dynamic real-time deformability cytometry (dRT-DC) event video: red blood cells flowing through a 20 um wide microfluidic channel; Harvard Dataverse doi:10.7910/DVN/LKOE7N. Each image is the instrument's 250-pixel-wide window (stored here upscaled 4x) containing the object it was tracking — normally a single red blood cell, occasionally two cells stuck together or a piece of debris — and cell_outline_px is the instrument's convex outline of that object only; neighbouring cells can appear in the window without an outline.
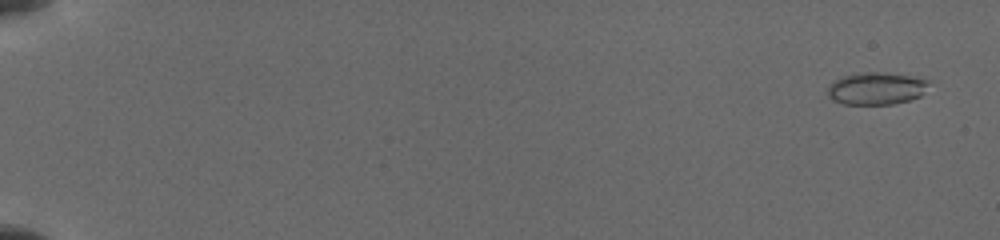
{"species": "common noctule bat (a hibernating species)", "species_latin": "Nyctalus noctula", "temperature_condition": "cold", "stored_images_in_passage": 24, "camera_frame_rate_fps": 3000, "um_per_image_px": 0.085, "animal": {"sex": "female", "body_mass_g": 19.5, "forearm_length_mm": 54.1}, "frame": {"image": 1, "passage_image": 1, "time_ms": 0.0, "image_size_px": [1000, 240], "cell_outline_px": [[932, 80], [920, 96], [908, 100], [892, 104], [844, 104], [832, 100], [828, 96], [828, 84], [844, 76], [856, 72], [884, 72], [924, 76]], "centroid_in_image_um": [74.54, 7.49], "position_along_channel_um": 10.5, "area_um2": 19.54}}
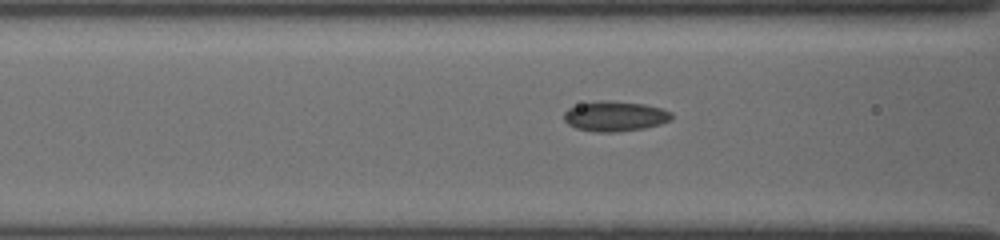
{"frame": {"image": 2, "passage_image": 15, "time_ms": 7.333, "image_size_px": [1000, 240], "cell_outline_px": [[672, 120], [660, 124], [644, 128], [616, 132], [596, 132], [576, 128], [568, 124], [564, 120], [564, 112], [568, 108], [580, 104], [600, 100], [608, 100], [644, 104], [660, 108], [672, 112]], "centroid_in_image_um": [52.27, 9.88], "position_along_channel_um": 114.3, "area_um2": 18.9}}
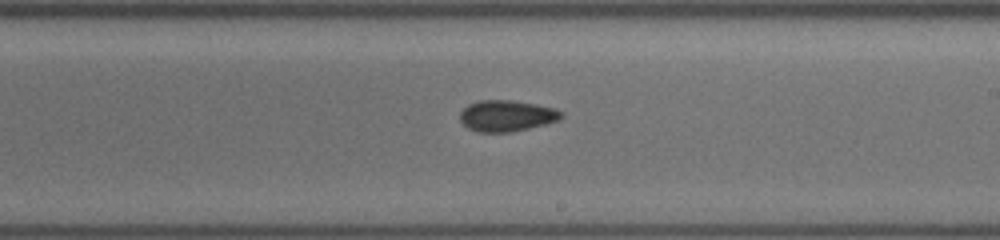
{"frame": {"image": 3, "passage_image": 24, "time_ms": 10.667, "image_size_px": [1000, 240], "cell_outline_px": [[564, 116], [556, 120], [544, 124], [528, 128], [508, 132], [480, 132], [468, 128], [460, 120], [460, 112], [468, 104], [480, 100], [512, 100], [536, 104], [556, 108], [564, 112]], "centroid_in_image_um": [43.07, 9.83], "position_along_channel_um": 245.9, "area_um2": 18.32}}